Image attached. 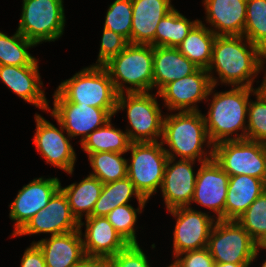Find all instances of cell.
Here are the masks:
<instances>
[{"label": "cell", "instance_id": "1", "mask_svg": "<svg viewBox=\"0 0 266 267\" xmlns=\"http://www.w3.org/2000/svg\"><path fill=\"white\" fill-rule=\"evenodd\" d=\"M265 59L266 54L243 35L216 36L207 72L215 87L220 80L231 87L253 88L255 77L265 68ZM214 70L218 78L213 75Z\"/></svg>", "mask_w": 266, "mask_h": 267}, {"label": "cell", "instance_id": "2", "mask_svg": "<svg viewBox=\"0 0 266 267\" xmlns=\"http://www.w3.org/2000/svg\"><path fill=\"white\" fill-rule=\"evenodd\" d=\"M161 142L169 147V149L164 147L168 158L176 159L177 156L184 160L196 161L197 159L199 164L213 158L214 145L208 137L201 110L166 114L163 120ZM205 145L208 149L211 148L209 153L203 149Z\"/></svg>", "mask_w": 266, "mask_h": 267}, {"label": "cell", "instance_id": "3", "mask_svg": "<svg viewBox=\"0 0 266 267\" xmlns=\"http://www.w3.org/2000/svg\"><path fill=\"white\" fill-rule=\"evenodd\" d=\"M252 93H255V88L233 87L231 90L213 94L207 116L203 115L207 134L213 145L223 141L247 139L246 117ZM240 130L242 132L237 133Z\"/></svg>", "mask_w": 266, "mask_h": 267}, {"label": "cell", "instance_id": "4", "mask_svg": "<svg viewBox=\"0 0 266 267\" xmlns=\"http://www.w3.org/2000/svg\"><path fill=\"white\" fill-rule=\"evenodd\" d=\"M104 67L118 94L150 92L153 89L152 45L129 43Z\"/></svg>", "mask_w": 266, "mask_h": 267}, {"label": "cell", "instance_id": "5", "mask_svg": "<svg viewBox=\"0 0 266 267\" xmlns=\"http://www.w3.org/2000/svg\"><path fill=\"white\" fill-rule=\"evenodd\" d=\"M57 90L71 103L95 108L116 109L118 93L104 66L81 69L60 83Z\"/></svg>", "mask_w": 266, "mask_h": 267}, {"label": "cell", "instance_id": "6", "mask_svg": "<svg viewBox=\"0 0 266 267\" xmlns=\"http://www.w3.org/2000/svg\"><path fill=\"white\" fill-rule=\"evenodd\" d=\"M136 92L118 94L116 113L126 109L130 128L126 129L130 141L156 142L163 135L164 115L157 97L159 93ZM126 94V95H125Z\"/></svg>", "mask_w": 266, "mask_h": 267}, {"label": "cell", "instance_id": "7", "mask_svg": "<svg viewBox=\"0 0 266 267\" xmlns=\"http://www.w3.org/2000/svg\"><path fill=\"white\" fill-rule=\"evenodd\" d=\"M129 151L131 158L127 160V177L140 195L148 200L162 186L168 155L160 141L133 142Z\"/></svg>", "mask_w": 266, "mask_h": 267}, {"label": "cell", "instance_id": "8", "mask_svg": "<svg viewBox=\"0 0 266 267\" xmlns=\"http://www.w3.org/2000/svg\"><path fill=\"white\" fill-rule=\"evenodd\" d=\"M17 31L36 45L54 42L63 35V0H23Z\"/></svg>", "mask_w": 266, "mask_h": 267}, {"label": "cell", "instance_id": "9", "mask_svg": "<svg viewBox=\"0 0 266 267\" xmlns=\"http://www.w3.org/2000/svg\"><path fill=\"white\" fill-rule=\"evenodd\" d=\"M207 248L215 262L252 263L263 246H259L237 220H217Z\"/></svg>", "mask_w": 266, "mask_h": 267}, {"label": "cell", "instance_id": "10", "mask_svg": "<svg viewBox=\"0 0 266 267\" xmlns=\"http://www.w3.org/2000/svg\"><path fill=\"white\" fill-rule=\"evenodd\" d=\"M213 159L229 175H248L266 183V144L249 139L213 146Z\"/></svg>", "mask_w": 266, "mask_h": 267}, {"label": "cell", "instance_id": "11", "mask_svg": "<svg viewBox=\"0 0 266 267\" xmlns=\"http://www.w3.org/2000/svg\"><path fill=\"white\" fill-rule=\"evenodd\" d=\"M53 100V108H49L48 112L62 124L71 138L81 136L80 143L116 114V109L71 103L57 89L53 94Z\"/></svg>", "mask_w": 266, "mask_h": 267}, {"label": "cell", "instance_id": "12", "mask_svg": "<svg viewBox=\"0 0 266 267\" xmlns=\"http://www.w3.org/2000/svg\"><path fill=\"white\" fill-rule=\"evenodd\" d=\"M176 218L173 232V257L187 251L207 247L211 230L217 221L208 213L192 207H177L168 210Z\"/></svg>", "mask_w": 266, "mask_h": 267}, {"label": "cell", "instance_id": "13", "mask_svg": "<svg viewBox=\"0 0 266 267\" xmlns=\"http://www.w3.org/2000/svg\"><path fill=\"white\" fill-rule=\"evenodd\" d=\"M36 130L33 142L38 152L47 164L60 168L72 175L76 161V153L70 141L71 137L64 135L65 129L57 120L60 128L35 113Z\"/></svg>", "mask_w": 266, "mask_h": 267}, {"label": "cell", "instance_id": "14", "mask_svg": "<svg viewBox=\"0 0 266 267\" xmlns=\"http://www.w3.org/2000/svg\"><path fill=\"white\" fill-rule=\"evenodd\" d=\"M207 69L198 68L194 73L167 84L160 92L165 107L171 111H200L197 103L209 100L214 93Z\"/></svg>", "mask_w": 266, "mask_h": 267}, {"label": "cell", "instance_id": "15", "mask_svg": "<svg viewBox=\"0 0 266 267\" xmlns=\"http://www.w3.org/2000/svg\"><path fill=\"white\" fill-rule=\"evenodd\" d=\"M79 230V222L70 210L67 196L59 189L42 208L13 236L50 233L60 235Z\"/></svg>", "mask_w": 266, "mask_h": 267}, {"label": "cell", "instance_id": "16", "mask_svg": "<svg viewBox=\"0 0 266 267\" xmlns=\"http://www.w3.org/2000/svg\"><path fill=\"white\" fill-rule=\"evenodd\" d=\"M229 175L212 158L203 162L197 170L195 190L192 202H195L216 214V220H225V203Z\"/></svg>", "mask_w": 266, "mask_h": 267}, {"label": "cell", "instance_id": "17", "mask_svg": "<svg viewBox=\"0 0 266 267\" xmlns=\"http://www.w3.org/2000/svg\"><path fill=\"white\" fill-rule=\"evenodd\" d=\"M57 177L35 178L18 191L16 198L9 205V218L14 223L12 236L16 234L35 214L45 208L52 196L60 189Z\"/></svg>", "mask_w": 266, "mask_h": 267}, {"label": "cell", "instance_id": "18", "mask_svg": "<svg viewBox=\"0 0 266 267\" xmlns=\"http://www.w3.org/2000/svg\"><path fill=\"white\" fill-rule=\"evenodd\" d=\"M195 162L168 158L160 188L167 210L190 207L197 177L193 170Z\"/></svg>", "mask_w": 266, "mask_h": 267}, {"label": "cell", "instance_id": "19", "mask_svg": "<svg viewBox=\"0 0 266 267\" xmlns=\"http://www.w3.org/2000/svg\"><path fill=\"white\" fill-rule=\"evenodd\" d=\"M79 222V229L85 228L82 236L85 255L110 258L129 244L114 229L106 216H90Z\"/></svg>", "mask_w": 266, "mask_h": 267}, {"label": "cell", "instance_id": "20", "mask_svg": "<svg viewBox=\"0 0 266 267\" xmlns=\"http://www.w3.org/2000/svg\"><path fill=\"white\" fill-rule=\"evenodd\" d=\"M0 80L24 101L41 110H49V100L41 89L43 82L38 65H0Z\"/></svg>", "mask_w": 266, "mask_h": 267}, {"label": "cell", "instance_id": "21", "mask_svg": "<svg viewBox=\"0 0 266 267\" xmlns=\"http://www.w3.org/2000/svg\"><path fill=\"white\" fill-rule=\"evenodd\" d=\"M206 23L216 36H241L246 22L247 0H203ZM214 28V29H213Z\"/></svg>", "mask_w": 266, "mask_h": 267}, {"label": "cell", "instance_id": "22", "mask_svg": "<svg viewBox=\"0 0 266 267\" xmlns=\"http://www.w3.org/2000/svg\"><path fill=\"white\" fill-rule=\"evenodd\" d=\"M173 8L171 0H132L131 44L155 47L157 25Z\"/></svg>", "mask_w": 266, "mask_h": 267}, {"label": "cell", "instance_id": "23", "mask_svg": "<svg viewBox=\"0 0 266 267\" xmlns=\"http://www.w3.org/2000/svg\"><path fill=\"white\" fill-rule=\"evenodd\" d=\"M82 235L79 229L33 242L41 249L47 267H74L85 255Z\"/></svg>", "mask_w": 266, "mask_h": 267}, {"label": "cell", "instance_id": "24", "mask_svg": "<svg viewBox=\"0 0 266 267\" xmlns=\"http://www.w3.org/2000/svg\"><path fill=\"white\" fill-rule=\"evenodd\" d=\"M199 67L178 48L153 47V89L159 93L167 84L194 73Z\"/></svg>", "mask_w": 266, "mask_h": 267}, {"label": "cell", "instance_id": "25", "mask_svg": "<svg viewBox=\"0 0 266 267\" xmlns=\"http://www.w3.org/2000/svg\"><path fill=\"white\" fill-rule=\"evenodd\" d=\"M266 189V183L248 175L229 176L225 220H237Z\"/></svg>", "mask_w": 266, "mask_h": 267}, {"label": "cell", "instance_id": "26", "mask_svg": "<svg viewBox=\"0 0 266 267\" xmlns=\"http://www.w3.org/2000/svg\"><path fill=\"white\" fill-rule=\"evenodd\" d=\"M103 183L94 176L87 175L79 183H72L60 189L67 196L71 213L78 222L90 217L96 201L99 199ZM84 213V214H83Z\"/></svg>", "mask_w": 266, "mask_h": 267}, {"label": "cell", "instance_id": "27", "mask_svg": "<svg viewBox=\"0 0 266 267\" xmlns=\"http://www.w3.org/2000/svg\"><path fill=\"white\" fill-rule=\"evenodd\" d=\"M215 39L216 35L200 20L177 48L199 68L207 69L212 60Z\"/></svg>", "mask_w": 266, "mask_h": 267}, {"label": "cell", "instance_id": "28", "mask_svg": "<svg viewBox=\"0 0 266 267\" xmlns=\"http://www.w3.org/2000/svg\"><path fill=\"white\" fill-rule=\"evenodd\" d=\"M111 119L103 126L90 133L83 142L82 149L87 153L117 152L127 153L131 141L127 132L112 126Z\"/></svg>", "mask_w": 266, "mask_h": 267}, {"label": "cell", "instance_id": "29", "mask_svg": "<svg viewBox=\"0 0 266 267\" xmlns=\"http://www.w3.org/2000/svg\"><path fill=\"white\" fill-rule=\"evenodd\" d=\"M135 196L138 202H148L136 190L128 177L103 185L99 199L96 201L91 216H106L117 206L129 204Z\"/></svg>", "mask_w": 266, "mask_h": 267}, {"label": "cell", "instance_id": "30", "mask_svg": "<svg viewBox=\"0 0 266 267\" xmlns=\"http://www.w3.org/2000/svg\"><path fill=\"white\" fill-rule=\"evenodd\" d=\"M190 21L177 9L173 8L158 23L155 32V47L177 48L191 29L199 22Z\"/></svg>", "mask_w": 266, "mask_h": 267}, {"label": "cell", "instance_id": "31", "mask_svg": "<svg viewBox=\"0 0 266 267\" xmlns=\"http://www.w3.org/2000/svg\"><path fill=\"white\" fill-rule=\"evenodd\" d=\"M37 46L17 30L13 36L0 31V65L27 66L38 65V60L28 49Z\"/></svg>", "mask_w": 266, "mask_h": 267}, {"label": "cell", "instance_id": "32", "mask_svg": "<svg viewBox=\"0 0 266 267\" xmlns=\"http://www.w3.org/2000/svg\"><path fill=\"white\" fill-rule=\"evenodd\" d=\"M123 153L97 152L88 154L92 173L103 184L115 182L127 177V159L122 157Z\"/></svg>", "mask_w": 266, "mask_h": 267}, {"label": "cell", "instance_id": "33", "mask_svg": "<svg viewBox=\"0 0 266 267\" xmlns=\"http://www.w3.org/2000/svg\"><path fill=\"white\" fill-rule=\"evenodd\" d=\"M243 36L266 54V0H247Z\"/></svg>", "mask_w": 266, "mask_h": 267}, {"label": "cell", "instance_id": "34", "mask_svg": "<svg viewBox=\"0 0 266 267\" xmlns=\"http://www.w3.org/2000/svg\"><path fill=\"white\" fill-rule=\"evenodd\" d=\"M259 245L266 247V189L237 219Z\"/></svg>", "mask_w": 266, "mask_h": 267}, {"label": "cell", "instance_id": "35", "mask_svg": "<svg viewBox=\"0 0 266 267\" xmlns=\"http://www.w3.org/2000/svg\"><path fill=\"white\" fill-rule=\"evenodd\" d=\"M146 203L147 202H138L137 209L131 204L117 206L106 215V218L114 229L128 244H138L135 225L138 219L137 215L142 213Z\"/></svg>", "mask_w": 266, "mask_h": 267}, {"label": "cell", "instance_id": "36", "mask_svg": "<svg viewBox=\"0 0 266 267\" xmlns=\"http://www.w3.org/2000/svg\"><path fill=\"white\" fill-rule=\"evenodd\" d=\"M104 28L123 36L131 43L132 0H115L106 12Z\"/></svg>", "mask_w": 266, "mask_h": 267}, {"label": "cell", "instance_id": "37", "mask_svg": "<svg viewBox=\"0 0 266 267\" xmlns=\"http://www.w3.org/2000/svg\"><path fill=\"white\" fill-rule=\"evenodd\" d=\"M250 99L247 114V139L266 144V101L258 95Z\"/></svg>", "mask_w": 266, "mask_h": 267}, {"label": "cell", "instance_id": "38", "mask_svg": "<svg viewBox=\"0 0 266 267\" xmlns=\"http://www.w3.org/2000/svg\"><path fill=\"white\" fill-rule=\"evenodd\" d=\"M128 44L129 42L120 34L103 28L98 59L94 66H104L123 51Z\"/></svg>", "mask_w": 266, "mask_h": 267}, {"label": "cell", "instance_id": "39", "mask_svg": "<svg viewBox=\"0 0 266 267\" xmlns=\"http://www.w3.org/2000/svg\"><path fill=\"white\" fill-rule=\"evenodd\" d=\"M148 256L140 244H129L124 250L109 258L110 267H150Z\"/></svg>", "mask_w": 266, "mask_h": 267}, {"label": "cell", "instance_id": "40", "mask_svg": "<svg viewBox=\"0 0 266 267\" xmlns=\"http://www.w3.org/2000/svg\"><path fill=\"white\" fill-rule=\"evenodd\" d=\"M184 256V257H183ZM214 259L207 247L177 255L171 267H214Z\"/></svg>", "mask_w": 266, "mask_h": 267}, {"label": "cell", "instance_id": "41", "mask_svg": "<svg viewBox=\"0 0 266 267\" xmlns=\"http://www.w3.org/2000/svg\"><path fill=\"white\" fill-rule=\"evenodd\" d=\"M20 267H47L44 255L35 242L24 251Z\"/></svg>", "mask_w": 266, "mask_h": 267}, {"label": "cell", "instance_id": "42", "mask_svg": "<svg viewBox=\"0 0 266 267\" xmlns=\"http://www.w3.org/2000/svg\"><path fill=\"white\" fill-rule=\"evenodd\" d=\"M74 267H110L109 259L84 255Z\"/></svg>", "mask_w": 266, "mask_h": 267}, {"label": "cell", "instance_id": "43", "mask_svg": "<svg viewBox=\"0 0 266 267\" xmlns=\"http://www.w3.org/2000/svg\"><path fill=\"white\" fill-rule=\"evenodd\" d=\"M251 263H220V262H215L214 267H249Z\"/></svg>", "mask_w": 266, "mask_h": 267}, {"label": "cell", "instance_id": "44", "mask_svg": "<svg viewBox=\"0 0 266 267\" xmlns=\"http://www.w3.org/2000/svg\"><path fill=\"white\" fill-rule=\"evenodd\" d=\"M255 92L266 101V72L261 85L258 86V88H255Z\"/></svg>", "mask_w": 266, "mask_h": 267}, {"label": "cell", "instance_id": "45", "mask_svg": "<svg viewBox=\"0 0 266 267\" xmlns=\"http://www.w3.org/2000/svg\"><path fill=\"white\" fill-rule=\"evenodd\" d=\"M263 249L265 250L266 247H263ZM261 267H266V259H265V261L262 263V266H261Z\"/></svg>", "mask_w": 266, "mask_h": 267}]
</instances>
